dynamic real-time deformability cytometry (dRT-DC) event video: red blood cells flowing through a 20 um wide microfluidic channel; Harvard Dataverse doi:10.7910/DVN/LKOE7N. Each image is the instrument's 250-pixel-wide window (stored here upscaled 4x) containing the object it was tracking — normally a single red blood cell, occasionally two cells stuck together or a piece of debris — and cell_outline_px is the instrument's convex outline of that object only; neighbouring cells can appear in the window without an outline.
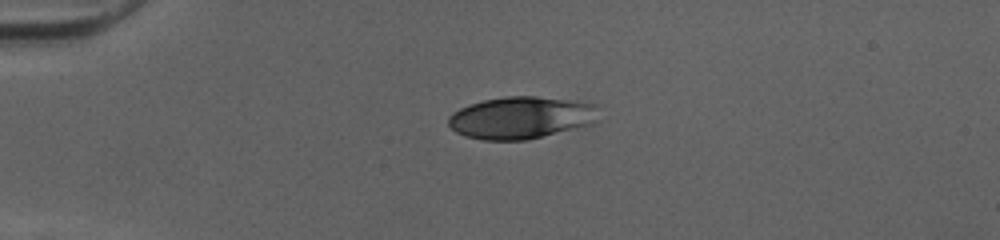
{"species": "human", "species_latin": "Homo sapiens", "temperature_condition": "cold", "stored_images_in_passage": 39, "camera_frame_rate_fps": 3000, "um_per_image_px": 0.085, "donor": {"sex": "female"}, "frame": {"image": 1, "passage_image": 1, "time_ms": 0.0, "image_size_px": [1000, 240], "cell_outline_px": [[600, 104], [592, 124], [528, 140], [484, 140], [464, 136], [456, 132], [448, 124], [448, 116], [452, 112], [468, 104], [484, 100], [504, 96], [536, 96], [576, 100]], "centroid_in_image_um": [44.29, 9.99], "position_along_channel_um": 40.7, "area_um2": 37.28}}
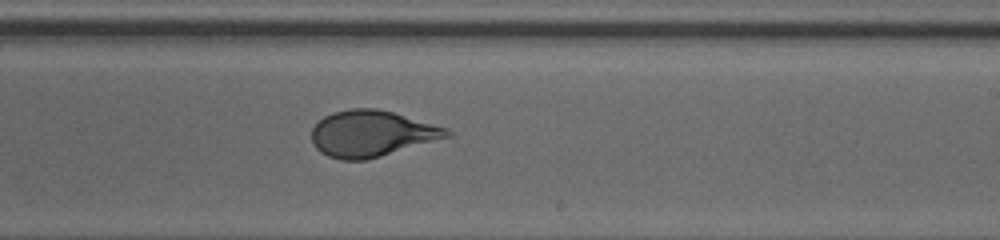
{"frame": {"image": 2, "passage_image": 20, "time_ms": 6.333, "image_size_px": [1000, 240], "cell_outline_px": [[452, 136], [380, 156], [364, 160], [340, 160], [328, 156], [320, 152], [312, 144], [312, 128], [324, 116], [332, 112], [352, 108], [376, 108], [392, 112], [448, 128], [452, 132]], "centroid_in_image_um": [31.57, 11.35], "position_along_channel_um": 257.4, "area_um2": 36.3}}
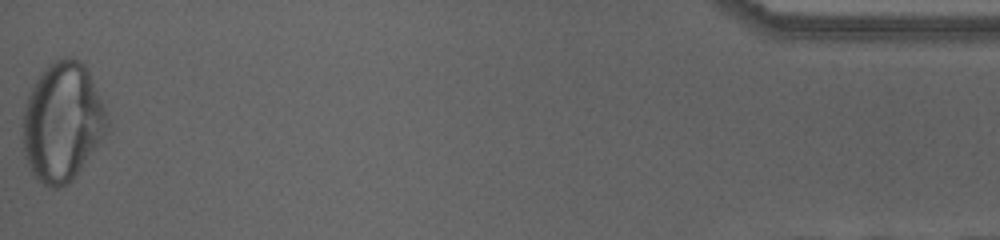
{"frame": {"image": 3, "passage_image": 39, "time_ms": 12.667, "image_size_px": [1000, 240], "cell_outline_px": [[108, 124], [104, 136], [76, 176], [68, 184], [60, 188], [48, 188], [36, 180], [24, 156], [24, 108], [28, 96], [36, 80], [44, 68], [48, 64], [56, 60], [68, 56], [80, 60], [88, 68], [104, 108], [108, 120]], "centroid_in_image_um": [5.3, 10.39], "position_along_channel_um": 429.9, "area_um2": 58.26}, "authors_computed_cell_mechanics": {"area_um2": 37.0498, "velocity_mm_per_s": 4.0693, "shape_relaxation_time_tau1_ms": 4.6728, "shape_relaxation_time_tau2_ms": null, "deformation_change_tau1": 0.1704, "deformation_change_tau2": null}}